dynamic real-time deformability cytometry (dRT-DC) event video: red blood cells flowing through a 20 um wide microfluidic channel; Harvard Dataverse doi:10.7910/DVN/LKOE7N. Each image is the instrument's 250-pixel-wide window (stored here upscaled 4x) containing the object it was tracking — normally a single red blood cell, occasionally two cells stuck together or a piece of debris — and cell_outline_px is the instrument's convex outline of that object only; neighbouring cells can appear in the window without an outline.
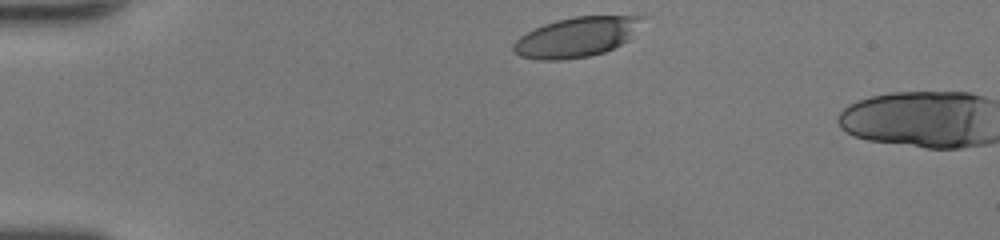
{"species": "human", "species_latin": "Homo sapiens", "temperature_condition": "room temperature", "stored_images_in_passage": 4, "camera_frame_rate_fps": 3000, "um_per_image_px": 0.085, "donor": {"sex": "female"}, "frame": {"image": 1, "passage_image": 1, "time_ms": 0.0, "image_size_px": [1000, 240], "cell_outline_px": [[644, 16], [628, 40], [604, 52], [588, 56], [560, 60], [540, 60], [520, 56], [512, 48], [512, 44], [520, 36], [544, 24], [556, 20], [576, 16]], "centroid_in_image_um": [48.95, 3.16], "position_along_channel_um": 36.1, "area_um2": 29.36}}